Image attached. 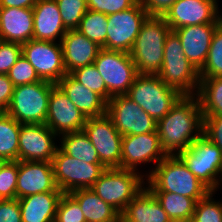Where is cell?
I'll use <instances>...</instances> for the list:
<instances>
[{
	"label": "cell",
	"mask_w": 222,
	"mask_h": 222,
	"mask_svg": "<svg viewBox=\"0 0 222 222\" xmlns=\"http://www.w3.org/2000/svg\"><path fill=\"white\" fill-rule=\"evenodd\" d=\"M54 179L63 193L91 188L106 169L102 164H90L65 154L59 147L52 160Z\"/></svg>",
	"instance_id": "obj_9"
},
{
	"label": "cell",
	"mask_w": 222,
	"mask_h": 222,
	"mask_svg": "<svg viewBox=\"0 0 222 222\" xmlns=\"http://www.w3.org/2000/svg\"><path fill=\"white\" fill-rule=\"evenodd\" d=\"M22 56V44L4 41L0 45V74H8Z\"/></svg>",
	"instance_id": "obj_41"
},
{
	"label": "cell",
	"mask_w": 222,
	"mask_h": 222,
	"mask_svg": "<svg viewBox=\"0 0 222 222\" xmlns=\"http://www.w3.org/2000/svg\"><path fill=\"white\" fill-rule=\"evenodd\" d=\"M214 193L209 191L196 203L191 222H222V202L212 198Z\"/></svg>",
	"instance_id": "obj_36"
},
{
	"label": "cell",
	"mask_w": 222,
	"mask_h": 222,
	"mask_svg": "<svg viewBox=\"0 0 222 222\" xmlns=\"http://www.w3.org/2000/svg\"><path fill=\"white\" fill-rule=\"evenodd\" d=\"M152 194L170 220L191 222L197 203L195 199L170 192H152Z\"/></svg>",
	"instance_id": "obj_29"
},
{
	"label": "cell",
	"mask_w": 222,
	"mask_h": 222,
	"mask_svg": "<svg viewBox=\"0 0 222 222\" xmlns=\"http://www.w3.org/2000/svg\"><path fill=\"white\" fill-rule=\"evenodd\" d=\"M217 0H177L164 14L172 31L180 27L200 24H221Z\"/></svg>",
	"instance_id": "obj_15"
},
{
	"label": "cell",
	"mask_w": 222,
	"mask_h": 222,
	"mask_svg": "<svg viewBox=\"0 0 222 222\" xmlns=\"http://www.w3.org/2000/svg\"><path fill=\"white\" fill-rule=\"evenodd\" d=\"M61 45L64 66L69 74L73 70L93 64L102 49L76 29L66 31L61 40Z\"/></svg>",
	"instance_id": "obj_21"
},
{
	"label": "cell",
	"mask_w": 222,
	"mask_h": 222,
	"mask_svg": "<svg viewBox=\"0 0 222 222\" xmlns=\"http://www.w3.org/2000/svg\"><path fill=\"white\" fill-rule=\"evenodd\" d=\"M20 128L21 124L7 113L0 117L1 161H18Z\"/></svg>",
	"instance_id": "obj_31"
},
{
	"label": "cell",
	"mask_w": 222,
	"mask_h": 222,
	"mask_svg": "<svg viewBox=\"0 0 222 222\" xmlns=\"http://www.w3.org/2000/svg\"><path fill=\"white\" fill-rule=\"evenodd\" d=\"M197 97L203 116L222 115V77H200Z\"/></svg>",
	"instance_id": "obj_30"
},
{
	"label": "cell",
	"mask_w": 222,
	"mask_h": 222,
	"mask_svg": "<svg viewBox=\"0 0 222 222\" xmlns=\"http://www.w3.org/2000/svg\"><path fill=\"white\" fill-rule=\"evenodd\" d=\"M62 191L43 192L18 199L22 222H54Z\"/></svg>",
	"instance_id": "obj_26"
},
{
	"label": "cell",
	"mask_w": 222,
	"mask_h": 222,
	"mask_svg": "<svg viewBox=\"0 0 222 222\" xmlns=\"http://www.w3.org/2000/svg\"><path fill=\"white\" fill-rule=\"evenodd\" d=\"M56 85L86 118L106 114L107 102L99 94L76 81L69 73L64 75Z\"/></svg>",
	"instance_id": "obj_24"
},
{
	"label": "cell",
	"mask_w": 222,
	"mask_h": 222,
	"mask_svg": "<svg viewBox=\"0 0 222 222\" xmlns=\"http://www.w3.org/2000/svg\"><path fill=\"white\" fill-rule=\"evenodd\" d=\"M86 119L57 85L51 90L45 124L57 136L83 130Z\"/></svg>",
	"instance_id": "obj_18"
},
{
	"label": "cell",
	"mask_w": 222,
	"mask_h": 222,
	"mask_svg": "<svg viewBox=\"0 0 222 222\" xmlns=\"http://www.w3.org/2000/svg\"><path fill=\"white\" fill-rule=\"evenodd\" d=\"M148 16L139 1L127 10L107 15L106 49L130 53Z\"/></svg>",
	"instance_id": "obj_12"
},
{
	"label": "cell",
	"mask_w": 222,
	"mask_h": 222,
	"mask_svg": "<svg viewBox=\"0 0 222 222\" xmlns=\"http://www.w3.org/2000/svg\"><path fill=\"white\" fill-rule=\"evenodd\" d=\"M202 135L222 151V115L203 116Z\"/></svg>",
	"instance_id": "obj_42"
},
{
	"label": "cell",
	"mask_w": 222,
	"mask_h": 222,
	"mask_svg": "<svg viewBox=\"0 0 222 222\" xmlns=\"http://www.w3.org/2000/svg\"><path fill=\"white\" fill-rule=\"evenodd\" d=\"M7 75L14 87L41 81L34 67L23 56L17 60Z\"/></svg>",
	"instance_id": "obj_39"
},
{
	"label": "cell",
	"mask_w": 222,
	"mask_h": 222,
	"mask_svg": "<svg viewBox=\"0 0 222 222\" xmlns=\"http://www.w3.org/2000/svg\"><path fill=\"white\" fill-rule=\"evenodd\" d=\"M93 63L111 96L126 94L138 75L130 53L102 48Z\"/></svg>",
	"instance_id": "obj_10"
},
{
	"label": "cell",
	"mask_w": 222,
	"mask_h": 222,
	"mask_svg": "<svg viewBox=\"0 0 222 222\" xmlns=\"http://www.w3.org/2000/svg\"><path fill=\"white\" fill-rule=\"evenodd\" d=\"M0 222H22L17 198L0 200Z\"/></svg>",
	"instance_id": "obj_43"
},
{
	"label": "cell",
	"mask_w": 222,
	"mask_h": 222,
	"mask_svg": "<svg viewBox=\"0 0 222 222\" xmlns=\"http://www.w3.org/2000/svg\"><path fill=\"white\" fill-rule=\"evenodd\" d=\"M139 0H87L89 10L106 15L114 14L133 7Z\"/></svg>",
	"instance_id": "obj_40"
},
{
	"label": "cell",
	"mask_w": 222,
	"mask_h": 222,
	"mask_svg": "<svg viewBox=\"0 0 222 222\" xmlns=\"http://www.w3.org/2000/svg\"><path fill=\"white\" fill-rule=\"evenodd\" d=\"M33 8L0 7V33L4 41L26 43L33 39Z\"/></svg>",
	"instance_id": "obj_23"
},
{
	"label": "cell",
	"mask_w": 222,
	"mask_h": 222,
	"mask_svg": "<svg viewBox=\"0 0 222 222\" xmlns=\"http://www.w3.org/2000/svg\"><path fill=\"white\" fill-rule=\"evenodd\" d=\"M83 131L89 137L105 168H121L123 136L115 128L113 121L107 114L88 117Z\"/></svg>",
	"instance_id": "obj_11"
},
{
	"label": "cell",
	"mask_w": 222,
	"mask_h": 222,
	"mask_svg": "<svg viewBox=\"0 0 222 222\" xmlns=\"http://www.w3.org/2000/svg\"><path fill=\"white\" fill-rule=\"evenodd\" d=\"M70 75L86 88L99 94L106 102L112 98L94 63L73 70Z\"/></svg>",
	"instance_id": "obj_34"
},
{
	"label": "cell",
	"mask_w": 222,
	"mask_h": 222,
	"mask_svg": "<svg viewBox=\"0 0 222 222\" xmlns=\"http://www.w3.org/2000/svg\"><path fill=\"white\" fill-rule=\"evenodd\" d=\"M177 0H139L150 16H164Z\"/></svg>",
	"instance_id": "obj_44"
},
{
	"label": "cell",
	"mask_w": 222,
	"mask_h": 222,
	"mask_svg": "<svg viewBox=\"0 0 222 222\" xmlns=\"http://www.w3.org/2000/svg\"><path fill=\"white\" fill-rule=\"evenodd\" d=\"M219 25H190L174 30L181 40L184 55L198 71L204 66L212 36Z\"/></svg>",
	"instance_id": "obj_20"
},
{
	"label": "cell",
	"mask_w": 222,
	"mask_h": 222,
	"mask_svg": "<svg viewBox=\"0 0 222 222\" xmlns=\"http://www.w3.org/2000/svg\"><path fill=\"white\" fill-rule=\"evenodd\" d=\"M177 156L202 184L217 191L222 184V151L215 144L201 135Z\"/></svg>",
	"instance_id": "obj_8"
},
{
	"label": "cell",
	"mask_w": 222,
	"mask_h": 222,
	"mask_svg": "<svg viewBox=\"0 0 222 222\" xmlns=\"http://www.w3.org/2000/svg\"><path fill=\"white\" fill-rule=\"evenodd\" d=\"M52 191H61L55 183L52 162L18 161L17 199Z\"/></svg>",
	"instance_id": "obj_19"
},
{
	"label": "cell",
	"mask_w": 222,
	"mask_h": 222,
	"mask_svg": "<svg viewBox=\"0 0 222 222\" xmlns=\"http://www.w3.org/2000/svg\"><path fill=\"white\" fill-rule=\"evenodd\" d=\"M167 222H178V221H175V220H168Z\"/></svg>",
	"instance_id": "obj_49"
},
{
	"label": "cell",
	"mask_w": 222,
	"mask_h": 222,
	"mask_svg": "<svg viewBox=\"0 0 222 222\" xmlns=\"http://www.w3.org/2000/svg\"><path fill=\"white\" fill-rule=\"evenodd\" d=\"M3 42H4V40H3V37H2V35H1V33H0V45H1Z\"/></svg>",
	"instance_id": "obj_47"
},
{
	"label": "cell",
	"mask_w": 222,
	"mask_h": 222,
	"mask_svg": "<svg viewBox=\"0 0 222 222\" xmlns=\"http://www.w3.org/2000/svg\"><path fill=\"white\" fill-rule=\"evenodd\" d=\"M22 56L34 67L41 80L56 84L67 74L61 42L32 39L22 44Z\"/></svg>",
	"instance_id": "obj_14"
},
{
	"label": "cell",
	"mask_w": 222,
	"mask_h": 222,
	"mask_svg": "<svg viewBox=\"0 0 222 222\" xmlns=\"http://www.w3.org/2000/svg\"><path fill=\"white\" fill-rule=\"evenodd\" d=\"M203 115L197 95H183L157 122L162 149L167 155L186 150L202 135Z\"/></svg>",
	"instance_id": "obj_1"
},
{
	"label": "cell",
	"mask_w": 222,
	"mask_h": 222,
	"mask_svg": "<svg viewBox=\"0 0 222 222\" xmlns=\"http://www.w3.org/2000/svg\"><path fill=\"white\" fill-rule=\"evenodd\" d=\"M106 114L122 136L157 130V122L125 94L112 96L107 102Z\"/></svg>",
	"instance_id": "obj_13"
},
{
	"label": "cell",
	"mask_w": 222,
	"mask_h": 222,
	"mask_svg": "<svg viewBox=\"0 0 222 222\" xmlns=\"http://www.w3.org/2000/svg\"><path fill=\"white\" fill-rule=\"evenodd\" d=\"M13 90L14 85L8 75L0 74V108L4 111L7 110L10 104Z\"/></svg>",
	"instance_id": "obj_45"
},
{
	"label": "cell",
	"mask_w": 222,
	"mask_h": 222,
	"mask_svg": "<svg viewBox=\"0 0 222 222\" xmlns=\"http://www.w3.org/2000/svg\"><path fill=\"white\" fill-rule=\"evenodd\" d=\"M67 30L77 29L88 10L87 0H55Z\"/></svg>",
	"instance_id": "obj_35"
},
{
	"label": "cell",
	"mask_w": 222,
	"mask_h": 222,
	"mask_svg": "<svg viewBox=\"0 0 222 222\" xmlns=\"http://www.w3.org/2000/svg\"><path fill=\"white\" fill-rule=\"evenodd\" d=\"M56 84L41 80L14 87L5 111L20 124H45L51 90Z\"/></svg>",
	"instance_id": "obj_6"
},
{
	"label": "cell",
	"mask_w": 222,
	"mask_h": 222,
	"mask_svg": "<svg viewBox=\"0 0 222 222\" xmlns=\"http://www.w3.org/2000/svg\"><path fill=\"white\" fill-rule=\"evenodd\" d=\"M54 222H86L79 203L69 193L60 197Z\"/></svg>",
	"instance_id": "obj_38"
},
{
	"label": "cell",
	"mask_w": 222,
	"mask_h": 222,
	"mask_svg": "<svg viewBox=\"0 0 222 222\" xmlns=\"http://www.w3.org/2000/svg\"><path fill=\"white\" fill-rule=\"evenodd\" d=\"M157 75L167 86L178 90L182 95L198 93L199 71L184 55L181 40L174 31L166 38L162 68Z\"/></svg>",
	"instance_id": "obj_4"
},
{
	"label": "cell",
	"mask_w": 222,
	"mask_h": 222,
	"mask_svg": "<svg viewBox=\"0 0 222 222\" xmlns=\"http://www.w3.org/2000/svg\"><path fill=\"white\" fill-rule=\"evenodd\" d=\"M171 31L163 16L146 18L130 51L138 74H158L164 59V44Z\"/></svg>",
	"instance_id": "obj_3"
},
{
	"label": "cell",
	"mask_w": 222,
	"mask_h": 222,
	"mask_svg": "<svg viewBox=\"0 0 222 222\" xmlns=\"http://www.w3.org/2000/svg\"><path fill=\"white\" fill-rule=\"evenodd\" d=\"M200 77H222V23L216 28Z\"/></svg>",
	"instance_id": "obj_33"
},
{
	"label": "cell",
	"mask_w": 222,
	"mask_h": 222,
	"mask_svg": "<svg viewBox=\"0 0 222 222\" xmlns=\"http://www.w3.org/2000/svg\"><path fill=\"white\" fill-rule=\"evenodd\" d=\"M4 113H5V111L0 108V117H1Z\"/></svg>",
	"instance_id": "obj_48"
},
{
	"label": "cell",
	"mask_w": 222,
	"mask_h": 222,
	"mask_svg": "<svg viewBox=\"0 0 222 222\" xmlns=\"http://www.w3.org/2000/svg\"><path fill=\"white\" fill-rule=\"evenodd\" d=\"M125 95L156 122L183 96L178 90L167 86L157 74H138Z\"/></svg>",
	"instance_id": "obj_5"
},
{
	"label": "cell",
	"mask_w": 222,
	"mask_h": 222,
	"mask_svg": "<svg viewBox=\"0 0 222 222\" xmlns=\"http://www.w3.org/2000/svg\"><path fill=\"white\" fill-rule=\"evenodd\" d=\"M56 137L46 124H21L18 161L52 162L59 147L54 142Z\"/></svg>",
	"instance_id": "obj_17"
},
{
	"label": "cell",
	"mask_w": 222,
	"mask_h": 222,
	"mask_svg": "<svg viewBox=\"0 0 222 222\" xmlns=\"http://www.w3.org/2000/svg\"><path fill=\"white\" fill-rule=\"evenodd\" d=\"M18 161L0 160V200L15 199Z\"/></svg>",
	"instance_id": "obj_37"
},
{
	"label": "cell",
	"mask_w": 222,
	"mask_h": 222,
	"mask_svg": "<svg viewBox=\"0 0 222 222\" xmlns=\"http://www.w3.org/2000/svg\"><path fill=\"white\" fill-rule=\"evenodd\" d=\"M33 23L34 40L61 42L67 31L55 0H39L33 6Z\"/></svg>",
	"instance_id": "obj_22"
},
{
	"label": "cell",
	"mask_w": 222,
	"mask_h": 222,
	"mask_svg": "<svg viewBox=\"0 0 222 222\" xmlns=\"http://www.w3.org/2000/svg\"><path fill=\"white\" fill-rule=\"evenodd\" d=\"M61 136L59 148L65 154L86 163L101 164L96 149L83 130L66 133Z\"/></svg>",
	"instance_id": "obj_28"
},
{
	"label": "cell",
	"mask_w": 222,
	"mask_h": 222,
	"mask_svg": "<svg viewBox=\"0 0 222 222\" xmlns=\"http://www.w3.org/2000/svg\"><path fill=\"white\" fill-rule=\"evenodd\" d=\"M145 174L122 168H106L91 189L120 214L145 187Z\"/></svg>",
	"instance_id": "obj_7"
},
{
	"label": "cell",
	"mask_w": 222,
	"mask_h": 222,
	"mask_svg": "<svg viewBox=\"0 0 222 222\" xmlns=\"http://www.w3.org/2000/svg\"><path fill=\"white\" fill-rule=\"evenodd\" d=\"M39 0H0V7L33 8Z\"/></svg>",
	"instance_id": "obj_46"
},
{
	"label": "cell",
	"mask_w": 222,
	"mask_h": 222,
	"mask_svg": "<svg viewBox=\"0 0 222 222\" xmlns=\"http://www.w3.org/2000/svg\"><path fill=\"white\" fill-rule=\"evenodd\" d=\"M69 194L79 203L86 222H120V213L91 188L78 189Z\"/></svg>",
	"instance_id": "obj_27"
},
{
	"label": "cell",
	"mask_w": 222,
	"mask_h": 222,
	"mask_svg": "<svg viewBox=\"0 0 222 222\" xmlns=\"http://www.w3.org/2000/svg\"><path fill=\"white\" fill-rule=\"evenodd\" d=\"M170 220L161 204L145 186L120 214V222H167Z\"/></svg>",
	"instance_id": "obj_25"
},
{
	"label": "cell",
	"mask_w": 222,
	"mask_h": 222,
	"mask_svg": "<svg viewBox=\"0 0 222 222\" xmlns=\"http://www.w3.org/2000/svg\"><path fill=\"white\" fill-rule=\"evenodd\" d=\"M167 156L161 147L157 130L155 132L123 135L121 168L138 172V166L154 162L157 165Z\"/></svg>",
	"instance_id": "obj_16"
},
{
	"label": "cell",
	"mask_w": 222,
	"mask_h": 222,
	"mask_svg": "<svg viewBox=\"0 0 222 222\" xmlns=\"http://www.w3.org/2000/svg\"><path fill=\"white\" fill-rule=\"evenodd\" d=\"M145 179L151 192L175 193L197 202L210 191L177 155H167Z\"/></svg>",
	"instance_id": "obj_2"
},
{
	"label": "cell",
	"mask_w": 222,
	"mask_h": 222,
	"mask_svg": "<svg viewBox=\"0 0 222 222\" xmlns=\"http://www.w3.org/2000/svg\"><path fill=\"white\" fill-rule=\"evenodd\" d=\"M107 26L106 14L88 9L76 30L106 49Z\"/></svg>",
	"instance_id": "obj_32"
}]
</instances>
